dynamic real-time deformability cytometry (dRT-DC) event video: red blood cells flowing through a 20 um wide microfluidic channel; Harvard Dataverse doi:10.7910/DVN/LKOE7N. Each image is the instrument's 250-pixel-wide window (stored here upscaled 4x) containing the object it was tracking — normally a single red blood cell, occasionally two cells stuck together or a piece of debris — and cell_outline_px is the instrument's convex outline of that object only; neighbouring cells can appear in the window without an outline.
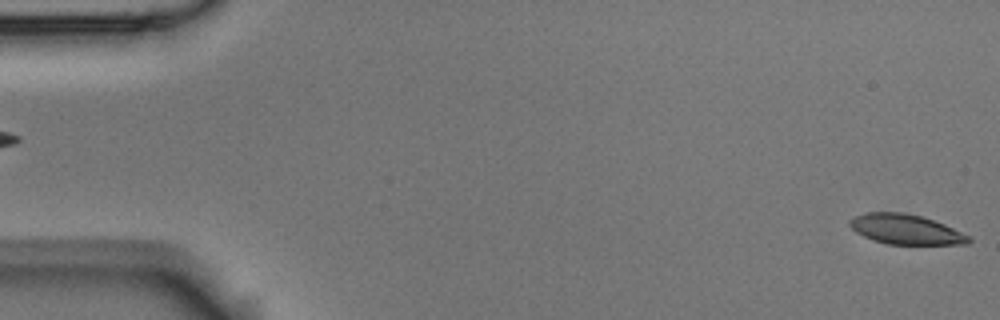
{"species": "Egyptian fruit bat (a non-hibernating species)", "species_latin": "Rousettus aegyptiacus", "temperature_condition": "room temperature", "stored_images_in_passage": 5, "camera_frame_rate_fps": 3000, "um_per_image_px": 0.085, "animal": {"sex": "male"}, "frame": {"image": 1, "passage_image": 1, "time_ms": 0.0, "image_size_px": [1000, 320], "cell_outline_px": [[972, 240], [968, 244], [888, 244], [872, 240], [856, 232], [848, 224], [848, 220], [856, 216], [868, 212], [904, 212], [920, 216], [944, 224], [972, 236]], "centroid_in_image_um": [77.01, 19.5], "position_along_channel_um": 8.0, "area_um2": 20.75}}
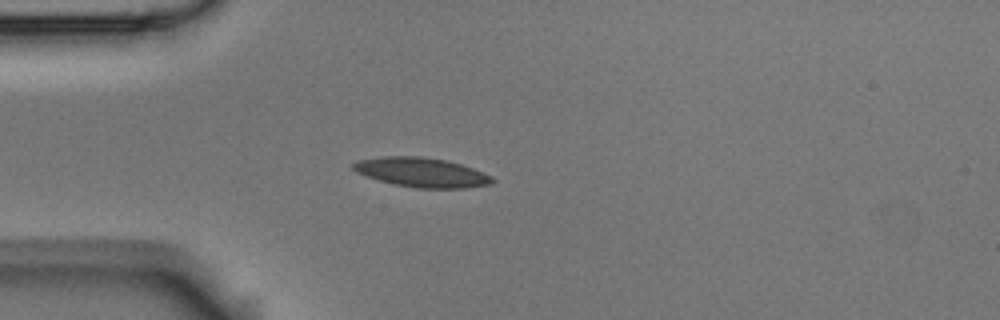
{"frame": {"image": 2, "passage_image": 5, "time_ms": 1.333, "image_size_px": [1000, 320], "cell_outline_px": [[496, 180], [492, 184], [464, 188], [416, 188], [396, 184], [380, 180], [356, 172], [352, 168], [352, 164], [360, 160], [380, 156], [420, 156], [448, 160], [484, 172], [492, 176]], "centroid_in_image_um": [35.88, 14.64], "position_along_channel_um": 49.1, "area_um2": 23.81}}